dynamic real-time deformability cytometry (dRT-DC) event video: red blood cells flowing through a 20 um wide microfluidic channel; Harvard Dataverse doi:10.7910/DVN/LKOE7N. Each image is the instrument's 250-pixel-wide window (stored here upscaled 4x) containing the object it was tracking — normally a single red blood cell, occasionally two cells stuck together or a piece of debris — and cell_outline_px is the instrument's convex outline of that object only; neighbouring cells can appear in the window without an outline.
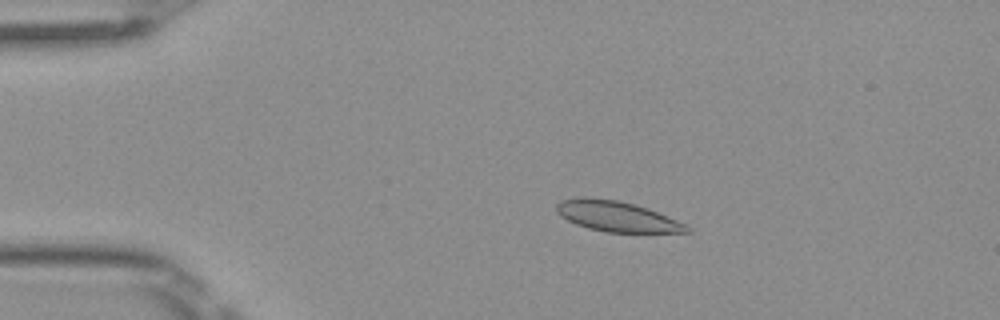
{"species": "Egyptian fruit bat (a non-hibernating species)", "species_latin": "Rousettus aegyptiacus", "temperature_condition": "room temperature", "stored_images_in_passage": 50, "camera_frame_rate_fps": 3000, "um_per_image_px": 0.085, "frame": {"image": 1, "passage_image": 10, "time_ms": 3.0, "image_size_px": [1000, 320], "cell_outline_px": [[692, 232], [604, 232], [588, 228], [576, 224], [560, 216], [556, 212], [556, 204], [560, 200], [576, 196], [588, 196], [620, 200], [636, 204], [648, 208], [688, 224], [692, 228]], "centroid_in_image_um": [52.42, 18.37], "position_along_channel_um": 32.6, "area_um2": 23.64}}
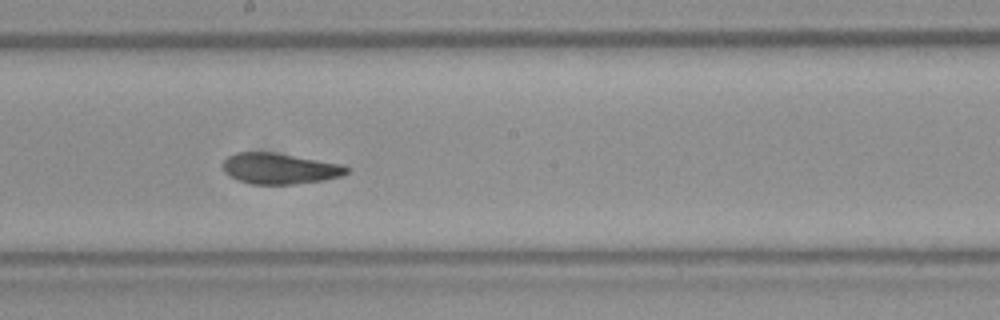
{"frame": {"image": 2, "passage_image": 28, "time_ms": 9.0, "image_size_px": [1000, 320], "cell_outline_px": [[352, 168], [348, 172], [340, 176], [324, 180], [292, 184], [252, 184], [236, 180], [228, 176], [224, 172], [220, 164], [228, 156], [236, 152], [272, 152], [344, 164]], "centroid_in_image_um": [23.75, 14.32], "position_along_channel_um": 224.5, "area_um2": 22.54}}
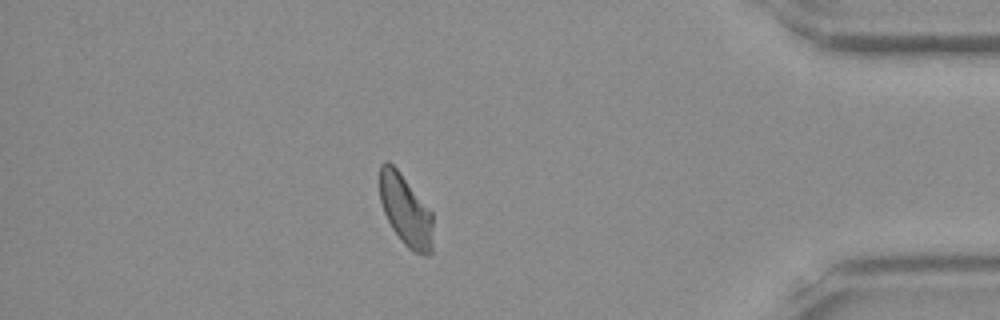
{"frame": {"image": 3, "passage_image": 44, "time_ms": 14.333, "image_size_px": [1000, 320], "cell_outline_px": [[432, 252], [428, 256], [424, 256], [412, 252], [404, 244], [392, 228], [384, 212], [380, 200], [380, 164], [384, 160], [388, 160], [400, 172], [432, 212]], "centroid_in_image_um": [34.48, 17.9], "position_along_channel_um": 400.7, "area_um2": 22.14}, "authors_computed_cell_mechanics": {"area_um2": 22.9177, "velocity_mm_per_s": 4.024, "shape_relaxation_time_tau1_ms": 11.3263, "shape_relaxation_time_tau2_ms": 3.1836, "deformation_change_tau1": 0.1971, "deformation_change_tau2": 0.0947}}